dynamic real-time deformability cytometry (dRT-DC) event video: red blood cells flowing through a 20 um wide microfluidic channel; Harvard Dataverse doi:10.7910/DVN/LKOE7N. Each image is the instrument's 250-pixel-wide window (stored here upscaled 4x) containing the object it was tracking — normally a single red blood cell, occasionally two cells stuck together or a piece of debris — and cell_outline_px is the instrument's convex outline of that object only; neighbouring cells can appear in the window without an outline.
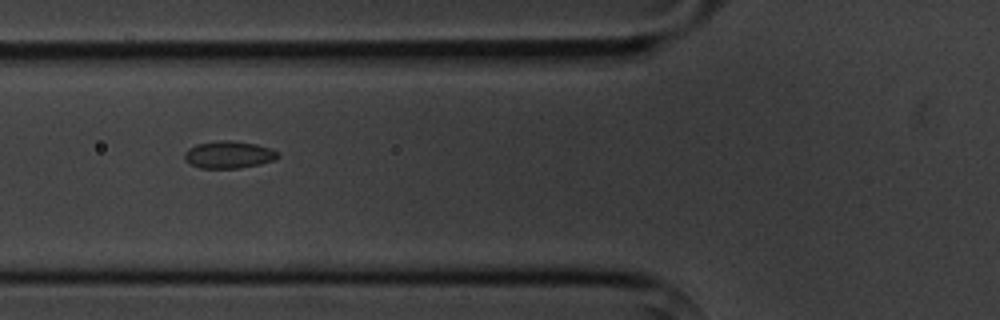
{"species": "common noctule bat (a hibernating species)", "species_latin": "Nyctalus noctula", "temperature_condition": "cold", "stored_images_in_passage": 9, "camera_frame_rate_fps": 3000, "um_per_image_px": 0.085, "animal": {"sex": "male", "body_mass_g": 20.1, "forearm_length_mm": 53.5}, "frame": {"image": 1, "passage_image": 2, "time_ms": 1.0, "image_size_px": [1000, 320], "cell_outline_px": [[280, 156], [276, 160], [260, 164], [240, 168], [200, 168], [184, 160], [184, 152], [188, 148], [196, 144], [216, 140], [232, 140], [256, 144], [280, 152]], "centroid_in_image_um": [19.45, 13.14], "position_along_channel_um": 106.4, "area_um2": 15.03}}
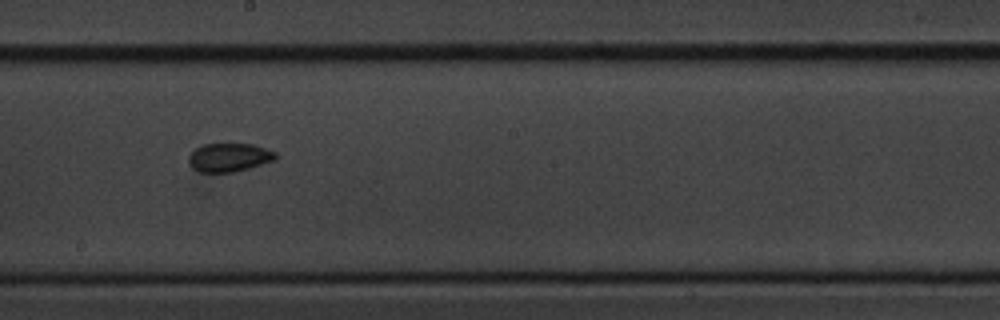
{"frame": {"image": 2, "passage_image": 5, "time_ms": 4.333, "image_size_px": [1000, 320], "cell_outline_px": [[276, 160], [236, 172], [200, 172], [192, 168], [188, 164], [188, 156], [196, 148], [204, 144], [252, 144], [276, 152]], "centroid_in_image_um": [19.46, 13.39], "position_along_channel_um": 228.7, "area_um2": 14.51}}
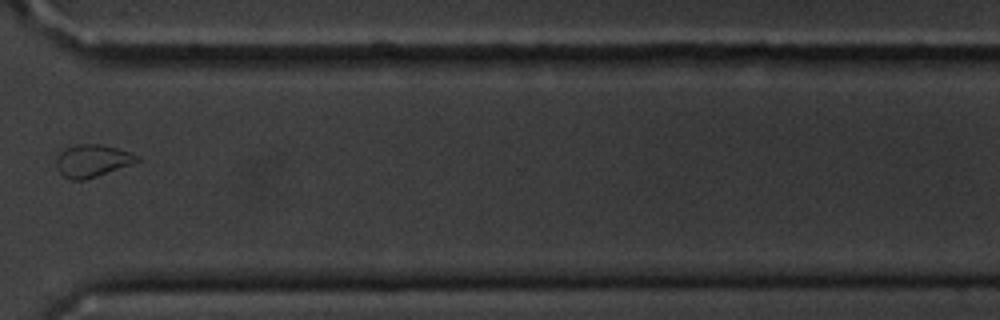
{"frame": {"image": 3, "passage_image": 8, "time_ms": 8.0, "image_size_px": [1000, 320], "cell_outline_px": [[140, 160], [96, 176], [84, 180], [68, 180], [60, 172], [56, 164], [56, 156], [60, 152], [76, 144], [100, 144], [116, 148], [140, 156]], "centroid_in_image_um": [7.8, 13.66], "position_along_channel_um": 362.8, "area_um2": 14.91}}